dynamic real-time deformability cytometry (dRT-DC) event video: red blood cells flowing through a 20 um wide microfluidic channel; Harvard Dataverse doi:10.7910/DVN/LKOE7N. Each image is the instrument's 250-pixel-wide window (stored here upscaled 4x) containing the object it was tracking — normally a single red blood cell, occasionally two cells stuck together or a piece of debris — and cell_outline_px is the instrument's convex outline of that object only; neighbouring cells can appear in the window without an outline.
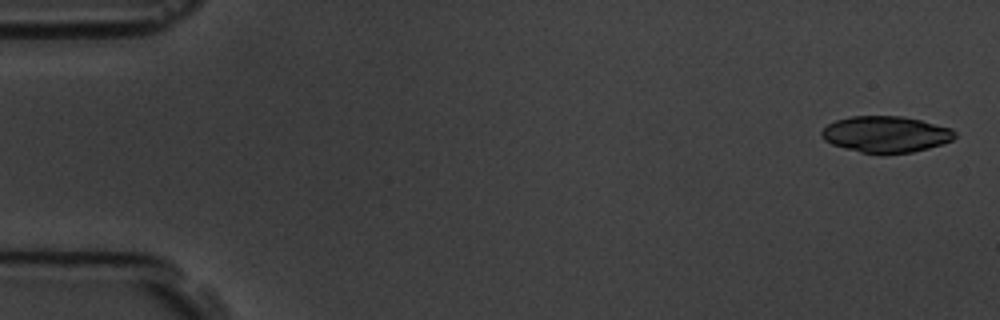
{"species": "common noctule bat (a hibernating species)", "species_latin": "Nyctalus noctula", "temperature_condition": "room temperature", "stored_images_in_passage": 5, "camera_frame_rate_fps": 3000, "um_per_image_px": 0.085, "animal": {"sex": "male", "body_mass_g": 19.5, "forearm_length_mm": 54.6}, "frame": {"image": 1, "passage_image": 1, "time_ms": 0.0, "image_size_px": [1000, 320], "cell_outline_px": [[956, 136], [952, 140], [928, 148], [912, 152], [860, 152], [844, 148], [832, 144], [824, 140], [820, 136], [820, 132], [828, 124], [836, 120], [852, 116], [900, 116], [920, 120], [952, 128], [956, 132]], "centroid_in_image_um": [75.28, 11.39], "position_along_channel_um": 9.7, "area_um2": 27.8}}